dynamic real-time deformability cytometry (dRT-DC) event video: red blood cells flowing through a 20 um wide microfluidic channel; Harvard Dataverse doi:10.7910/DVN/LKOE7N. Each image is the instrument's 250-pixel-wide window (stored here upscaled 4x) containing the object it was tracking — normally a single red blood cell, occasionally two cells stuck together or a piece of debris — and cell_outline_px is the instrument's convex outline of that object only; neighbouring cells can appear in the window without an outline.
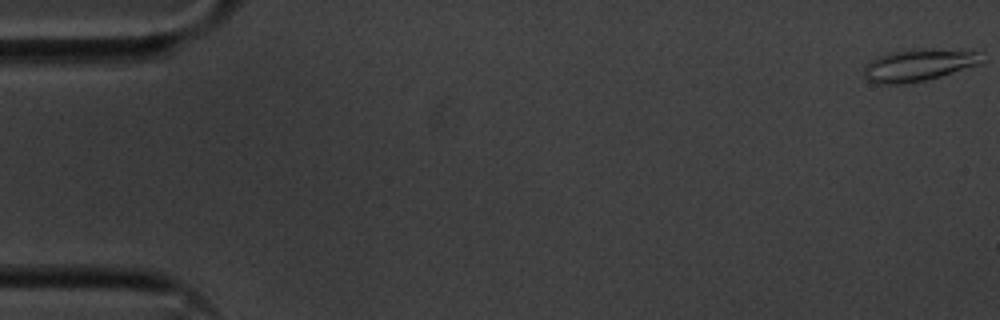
{"species": "common noctule bat (a hibernating species)", "species_latin": "Nyctalus noctula", "temperature_condition": "cold", "stored_images_in_passage": 56, "camera_frame_rate_fps": 3000, "um_per_image_px": 0.085, "animal": {"sex": "male", "body_mass_g": 20.1, "forearm_length_mm": 53.5}, "frame": {"image": 1, "passage_image": 1, "time_ms": 0.0, "image_size_px": [1000, 320], "cell_outline_px": [[984, 60], [980, 64], [940, 76], [924, 80], [904, 84], [880, 84], [868, 80], [864, 76], [864, 68], [872, 60], [888, 52], [912, 48], [984, 48]], "centroid_in_image_um": [78.26, 5.46], "position_along_channel_um": 6.7, "area_um2": 23.0}}
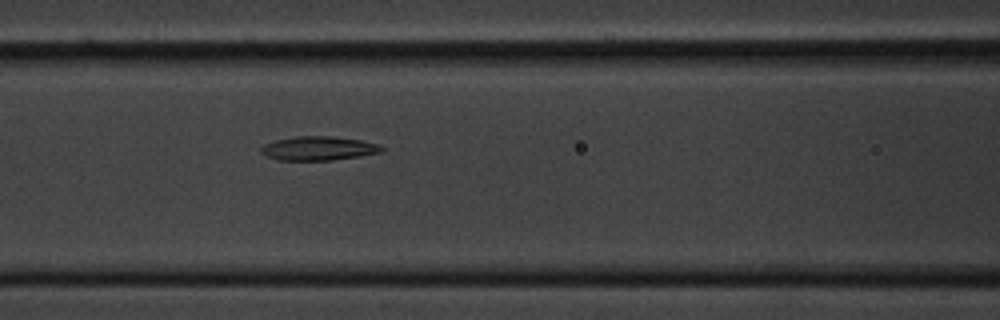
{"frame": {"image": 2, "passage_image": 24, "time_ms": 7.667, "image_size_px": [1000, 320], "cell_outline_px": [[384, 148], [380, 152], [360, 156], [332, 160], [276, 160], [260, 152], [260, 148], [264, 144], [276, 140], [296, 136], [332, 136], [360, 140], [376, 144]], "centroid_in_image_um": [27.03, 12.61], "position_along_channel_um": 139.6, "area_um2": 16.7}}
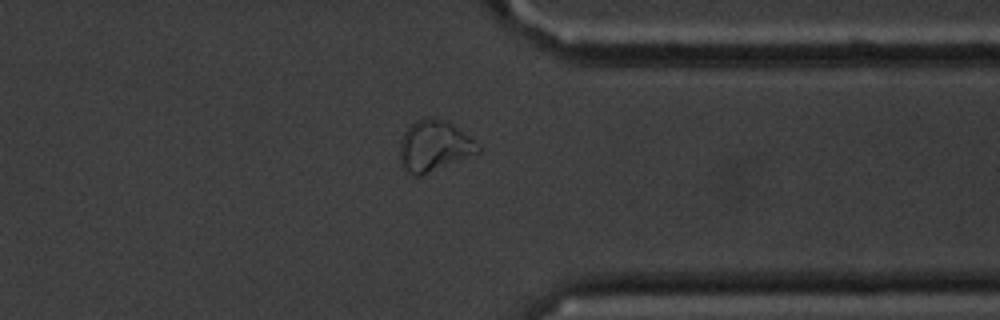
{"frame": {"image": 3, "passage_image": 44, "time_ms": 14.333, "image_size_px": [1000, 320], "cell_outline_px": [[480, 152], [420, 176], [412, 176], [404, 172], [400, 168], [400, 140], [404, 132], [416, 120], [428, 116], [432, 116], [444, 120], [452, 124], [480, 144]], "centroid_in_image_um": [36.86, 12.42], "position_along_channel_um": 374.5, "area_um2": 23.41}, "authors_computed_cell_mechanics": {"area_um2": 18.207, "velocity_mm_per_s": 3.5805, "shape_relaxation_time_tau1_ms": 9.7992, "shape_relaxation_time_tau2_ms": 7.8383, "deformation_change_tau1": 0.1905, "deformation_change_tau2": 0.1555}}